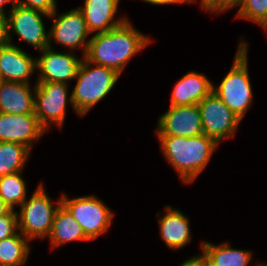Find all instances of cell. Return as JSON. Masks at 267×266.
<instances>
[{"mask_svg":"<svg viewBox=\"0 0 267 266\" xmlns=\"http://www.w3.org/2000/svg\"><path fill=\"white\" fill-rule=\"evenodd\" d=\"M120 75L115 69L92 64L83 57L75 77L76 85L71 92L74 111L80 116L88 113L95 104L106 97Z\"/></svg>","mask_w":267,"mask_h":266,"instance_id":"3","label":"cell"},{"mask_svg":"<svg viewBox=\"0 0 267 266\" xmlns=\"http://www.w3.org/2000/svg\"><path fill=\"white\" fill-rule=\"evenodd\" d=\"M42 15L46 18L50 17V15L44 12L15 3V5L9 9L7 15L10 44H12V36L10 34L14 32L24 42L30 44L39 51L49 47V31L46 32Z\"/></svg>","mask_w":267,"mask_h":266,"instance_id":"8","label":"cell"},{"mask_svg":"<svg viewBox=\"0 0 267 266\" xmlns=\"http://www.w3.org/2000/svg\"><path fill=\"white\" fill-rule=\"evenodd\" d=\"M46 131L35 114L0 112V142L19 143L32 150L34 141Z\"/></svg>","mask_w":267,"mask_h":266,"instance_id":"12","label":"cell"},{"mask_svg":"<svg viewBox=\"0 0 267 266\" xmlns=\"http://www.w3.org/2000/svg\"><path fill=\"white\" fill-rule=\"evenodd\" d=\"M48 238L51 243V249L75 240L90 241L80 224L62 204L56 210Z\"/></svg>","mask_w":267,"mask_h":266,"instance_id":"19","label":"cell"},{"mask_svg":"<svg viewBox=\"0 0 267 266\" xmlns=\"http://www.w3.org/2000/svg\"><path fill=\"white\" fill-rule=\"evenodd\" d=\"M239 43L233 66L223 78L219 86L213 87V92L223 103L242 120L252 103V86L247 64L248 43Z\"/></svg>","mask_w":267,"mask_h":266,"instance_id":"4","label":"cell"},{"mask_svg":"<svg viewBox=\"0 0 267 266\" xmlns=\"http://www.w3.org/2000/svg\"><path fill=\"white\" fill-rule=\"evenodd\" d=\"M9 42L8 16L0 14V47Z\"/></svg>","mask_w":267,"mask_h":266,"instance_id":"28","label":"cell"},{"mask_svg":"<svg viewBox=\"0 0 267 266\" xmlns=\"http://www.w3.org/2000/svg\"><path fill=\"white\" fill-rule=\"evenodd\" d=\"M32 89L30 84L2 81L0 83V112L18 115L34 114L35 87Z\"/></svg>","mask_w":267,"mask_h":266,"instance_id":"17","label":"cell"},{"mask_svg":"<svg viewBox=\"0 0 267 266\" xmlns=\"http://www.w3.org/2000/svg\"><path fill=\"white\" fill-rule=\"evenodd\" d=\"M162 153L184 183L193 182L205 169L218 143L205 134L192 137L157 135Z\"/></svg>","mask_w":267,"mask_h":266,"instance_id":"2","label":"cell"},{"mask_svg":"<svg viewBox=\"0 0 267 266\" xmlns=\"http://www.w3.org/2000/svg\"><path fill=\"white\" fill-rule=\"evenodd\" d=\"M22 171L0 177V198L11 208L26 200V184Z\"/></svg>","mask_w":267,"mask_h":266,"instance_id":"23","label":"cell"},{"mask_svg":"<svg viewBox=\"0 0 267 266\" xmlns=\"http://www.w3.org/2000/svg\"><path fill=\"white\" fill-rule=\"evenodd\" d=\"M230 244L222 243L214 245L209 242H202V256L207 266H248L251 260V252L234 249ZM260 263L253 266H259Z\"/></svg>","mask_w":267,"mask_h":266,"instance_id":"20","label":"cell"},{"mask_svg":"<svg viewBox=\"0 0 267 266\" xmlns=\"http://www.w3.org/2000/svg\"><path fill=\"white\" fill-rule=\"evenodd\" d=\"M49 30V41L69 47L70 51L76 48L83 49V57L86 55L90 39L85 40L90 34L84 15L79 8L57 15Z\"/></svg>","mask_w":267,"mask_h":266,"instance_id":"10","label":"cell"},{"mask_svg":"<svg viewBox=\"0 0 267 266\" xmlns=\"http://www.w3.org/2000/svg\"><path fill=\"white\" fill-rule=\"evenodd\" d=\"M144 2L151 3L154 5H168V4H179V3H186V2H195L196 0H143Z\"/></svg>","mask_w":267,"mask_h":266,"instance_id":"30","label":"cell"},{"mask_svg":"<svg viewBox=\"0 0 267 266\" xmlns=\"http://www.w3.org/2000/svg\"><path fill=\"white\" fill-rule=\"evenodd\" d=\"M61 204L80 224L90 240L96 239L111 225L114 214L99 198L93 195L69 199L63 194L61 195Z\"/></svg>","mask_w":267,"mask_h":266,"instance_id":"6","label":"cell"},{"mask_svg":"<svg viewBox=\"0 0 267 266\" xmlns=\"http://www.w3.org/2000/svg\"><path fill=\"white\" fill-rule=\"evenodd\" d=\"M203 132L218 144L230 138L240 123V119L212 91L199 104Z\"/></svg>","mask_w":267,"mask_h":266,"instance_id":"9","label":"cell"},{"mask_svg":"<svg viewBox=\"0 0 267 266\" xmlns=\"http://www.w3.org/2000/svg\"><path fill=\"white\" fill-rule=\"evenodd\" d=\"M84 7H78L85 18L90 33H104L115 28L128 18L114 20L119 0H85ZM113 20V21H112Z\"/></svg>","mask_w":267,"mask_h":266,"instance_id":"16","label":"cell"},{"mask_svg":"<svg viewBox=\"0 0 267 266\" xmlns=\"http://www.w3.org/2000/svg\"><path fill=\"white\" fill-rule=\"evenodd\" d=\"M28 241L20 231L0 241V266H23L31 248Z\"/></svg>","mask_w":267,"mask_h":266,"instance_id":"21","label":"cell"},{"mask_svg":"<svg viewBox=\"0 0 267 266\" xmlns=\"http://www.w3.org/2000/svg\"><path fill=\"white\" fill-rule=\"evenodd\" d=\"M36 58V66L40 75L37 82H59L68 84V80L75 79L81 59L70 53L55 52L51 45L40 51Z\"/></svg>","mask_w":267,"mask_h":266,"instance_id":"13","label":"cell"},{"mask_svg":"<svg viewBox=\"0 0 267 266\" xmlns=\"http://www.w3.org/2000/svg\"><path fill=\"white\" fill-rule=\"evenodd\" d=\"M236 17L267 26V0H241Z\"/></svg>","mask_w":267,"mask_h":266,"instance_id":"24","label":"cell"},{"mask_svg":"<svg viewBox=\"0 0 267 266\" xmlns=\"http://www.w3.org/2000/svg\"><path fill=\"white\" fill-rule=\"evenodd\" d=\"M30 150L19 143L0 142V177L23 170Z\"/></svg>","mask_w":267,"mask_h":266,"instance_id":"22","label":"cell"},{"mask_svg":"<svg viewBox=\"0 0 267 266\" xmlns=\"http://www.w3.org/2000/svg\"><path fill=\"white\" fill-rule=\"evenodd\" d=\"M21 6L35 9L50 15V18L56 16V1L55 0H15Z\"/></svg>","mask_w":267,"mask_h":266,"instance_id":"26","label":"cell"},{"mask_svg":"<svg viewBox=\"0 0 267 266\" xmlns=\"http://www.w3.org/2000/svg\"><path fill=\"white\" fill-rule=\"evenodd\" d=\"M214 84L198 72H188L174 86L170 106L199 104L213 91Z\"/></svg>","mask_w":267,"mask_h":266,"instance_id":"15","label":"cell"},{"mask_svg":"<svg viewBox=\"0 0 267 266\" xmlns=\"http://www.w3.org/2000/svg\"><path fill=\"white\" fill-rule=\"evenodd\" d=\"M150 42L151 39L136 30L127 19L107 32L95 33L84 57L92 64L109 67L122 74L132 56Z\"/></svg>","mask_w":267,"mask_h":266,"instance_id":"1","label":"cell"},{"mask_svg":"<svg viewBox=\"0 0 267 266\" xmlns=\"http://www.w3.org/2000/svg\"><path fill=\"white\" fill-rule=\"evenodd\" d=\"M241 0H201V8L206 11L222 13L240 5Z\"/></svg>","mask_w":267,"mask_h":266,"instance_id":"27","label":"cell"},{"mask_svg":"<svg viewBox=\"0 0 267 266\" xmlns=\"http://www.w3.org/2000/svg\"><path fill=\"white\" fill-rule=\"evenodd\" d=\"M37 69L36 59L13 43L0 47V77L2 81L29 84V77Z\"/></svg>","mask_w":267,"mask_h":266,"instance_id":"14","label":"cell"},{"mask_svg":"<svg viewBox=\"0 0 267 266\" xmlns=\"http://www.w3.org/2000/svg\"><path fill=\"white\" fill-rule=\"evenodd\" d=\"M157 135L192 137L204 134L198 104L170 106L158 119Z\"/></svg>","mask_w":267,"mask_h":266,"instance_id":"11","label":"cell"},{"mask_svg":"<svg viewBox=\"0 0 267 266\" xmlns=\"http://www.w3.org/2000/svg\"><path fill=\"white\" fill-rule=\"evenodd\" d=\"M180 266H207L204 257L200 254L187 259Z\"/></svg>","mask_w":267,"mask_h":266,"instance_id":"29","label":"cell"},{"mask_svg":"<svg viewBox=\"0 0 267 266\" xmlns=\"http://www.w3.org/2000/svg\"><path fill=\"white\" fill-rule=\"evenodd\" d=\"M68 84L59 82H37L34 95V114L40 124L48 130L50 123L62 128L67 100L72 105L71 96L68 98Z\"/></svg>","mask_w":267,"mask_h":266,"instance_id":"7","label":"cell"},{"mask_svg":"<svg viewBox=\"0 0 267 266\" xmlns=\"http://www.w3.org/2000/svg\"><path fill=\"white\" fill-rule=\"evenodd\" d=\"M259 266H267V263L266 264L260 263Z\"/></svg>","mask_w":267,"mask_h":266,"instance_id":"33","label":"cell"},{"mask_svg":"<svg viewBox=\"0 0 267 266\" xmlns=\"http://www.w3.org/2000/svg\"><path fill=\"white\" fill-rule=\"evenodd\" d=\"M17 212L12 209L0 217V241L15 235L18 231Z\"/></svg>","mask_w":267,"mask_h":266,"instance_id":"25","label":"cell"},{"mask_svg":"<svg viewBox=\"0 0 267 266\" xmlns=\"http://www.w3.org/2000/svg\"><path fill=\"white\" fill-rule=\"evenodd\" d=\"M46 193L43 184L38 185L32 196L20 205V213H16L18 230L29 241L48 237L56 210L61 205V197L54 207Z\"/></svg>","mask_w":267,"mask_h":266,"instance_id":"5","label":"cell"},{"mask_svg":"<svg viewBox=\"0 0 267 266\" xmlns=\"http://www.w3.org/2000/svg\"><path fill=\"white\" fill-rule=\"evenodd\" d=\"M7 2H11L12 6L15 5V0H0V14H6V11L4 10V4H7Z\"/></svg>","mask_w":267,"mask_h":266,"instance_id":"32","label":"cell"},{"mask_svg":"<svg viewBox=\"0 0 267 266\" xmlns=\"http://www.w3.org/2000/svg\"><path fill=\"white\" fill-rule=\"evenodd\" d=\"M12 209L0 198V217L7 215Z\"/></svg>","mask_w":267,"mask_h":266,"instance_id":"31","label":"cell"},{"mask_svg":"<svg viewBox=\"0 0 267 266\" xmlns=\"http://www.w3.org/2000/svg\"><path fill=\"white\" fill-rule=\"evenodd\" d=\"M165 208V215L158 219L160 235L169 248L180 249L191 241L189 219L179 209Z\"/></svg>","mask_w":267,"mask_h":266,"instance_id":"18","label":"cell"}]
</instances>
